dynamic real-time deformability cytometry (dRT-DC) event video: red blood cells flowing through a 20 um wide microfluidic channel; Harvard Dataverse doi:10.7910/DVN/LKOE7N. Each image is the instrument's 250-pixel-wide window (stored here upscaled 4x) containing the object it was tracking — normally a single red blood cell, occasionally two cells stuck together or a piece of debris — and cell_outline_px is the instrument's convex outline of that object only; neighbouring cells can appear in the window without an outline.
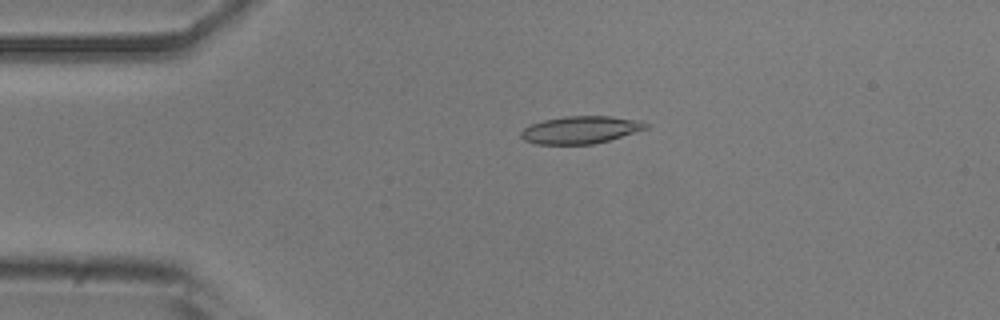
{"species": "common noctule bat (a hibernating species)", "species_latin": "Nyctalus noctula", "temperature_condition": "room temperature", "stored_images_in_passage": 52, "camera_frame_rate_fps": 3000, "um_per_image_px": 0.085, "animal": {"sex": "male", "body_mass_g": 20.5, "forearm_length_mm": 52.5}, "frame": {"image": 1, "passage_image": 11, "time_ms": 3.333, "image_size_px": [1000, 320], "cell_outline_px": [[648, 128], [608, 140], [592, 144], [536, 144], [524, 140], [520, 136], [520, 132], [524, 128], [532, 124], [544, 120], [564, 116], [608, 116], [640, 120], [648, 124]], "centroid_in_image_um": [49.33, 11.03], "position_along_channel_um": 35.7, "area_um2": 19.83}}
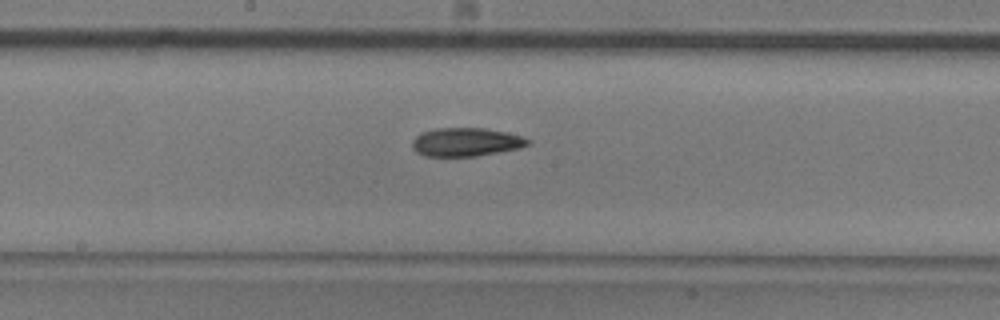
{"frame": {"image": 2, "passage_image": 27, "time_ms": 8.667, "image_size_px": [1000, 320], "cell_outline_px": [[532, 144], [520, 148], [476, 156], [424, 156], [416, 152], [412, 148], [412, 140], [420, 132], [436, 128], [484, 128], [524, 136], [532, 140]], "centroid_in_image_um": [39.62, 12.07], "position_along_channel_um": 208.6, "area_um2": 19.42}}
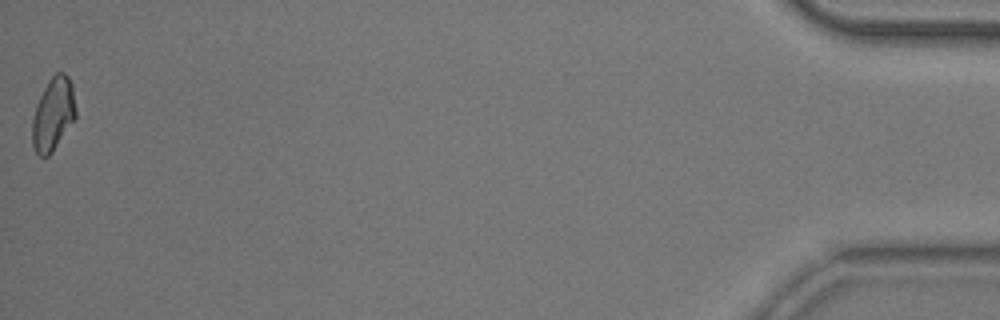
{"frame": {"image": 3, "passage_image": 52, "time_ms": 17.0, "image_size_px": [1000, 320], "cell_outline_px": [[76, 116], [52, 152], [48, 156], [40, 156], [36, 152], [32, 144], [32, 120], [36, 104], [48, 80], [56, 72], [64, 72], [68, 76], [72, 84], [76, 108]], "centroid_in_image_um": [4.51, 9.67], "position_along_channel_um": 430.7, "area_um2": 18.44}, "authors_computed_cell_mechanics": {"area_um2": 19.2474, "velocity_mm_per_s": 3.8655, "shape_relaxation_time_tau1_ms": 10.7036, "shape_relaxation_time_tau2_ms": 4.082, "deformation_change_tau1": 0.2162, "deformation_change_tau2": 0.1113}}